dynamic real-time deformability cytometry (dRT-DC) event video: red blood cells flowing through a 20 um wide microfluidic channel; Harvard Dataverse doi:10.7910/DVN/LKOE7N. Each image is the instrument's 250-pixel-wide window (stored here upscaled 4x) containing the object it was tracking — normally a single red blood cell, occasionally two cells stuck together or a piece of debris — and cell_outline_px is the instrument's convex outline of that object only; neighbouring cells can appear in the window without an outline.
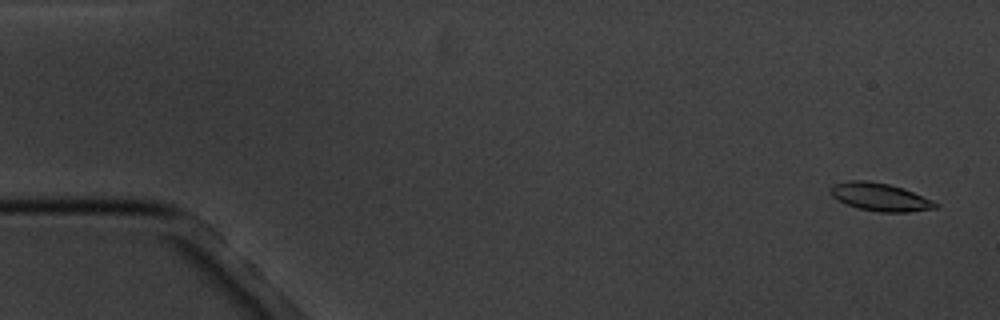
{"species": "common noctule bat (a hibernating species)", "species_latin": "Nyctalus noctula", "temperature_condition": "cold", "stored_images_in_passage": 5, "camera_frame_rate_fps": 3000, "um_per_image_px": 0.085, "animal": {"sex": "male", "body_mass_g": 20.1, "forearm_length_mm": 53.5}, "frame": {"image": 1, "passage_image": 1, "time_ms": 0.0, "image_size_px": [1000, 320], "cell_outline_px": [[940, 208], [908, 212], [880, 212], [860, 208], [848, 204], [832, 196], [828, 192], [828, 188], [832, 184], [848, 180], [868, 180], [888, 184], [904, 188], [932, 200], [940, 204]], "centroid_in_image_um": [74.82, 16.73], "position_along_channel_um": 10.2, "area_um2": 17.22}}
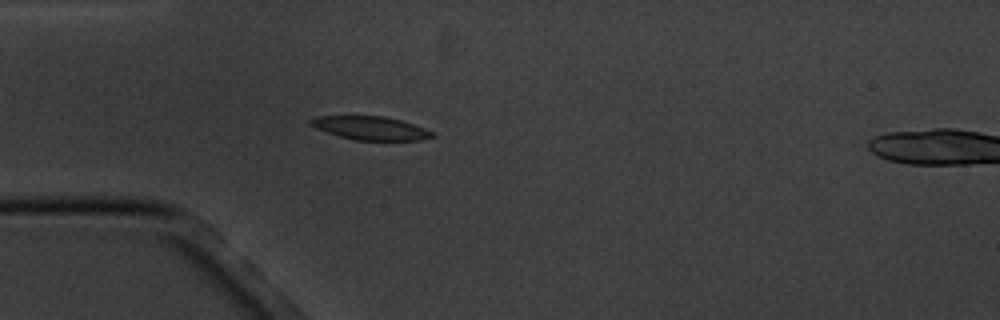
{"frame": {"image": 2, "passage_image": 5, "time_ms": 4.667, "image_size_px": [1000, 320], "cell_outline_px": [[436, 136], [420, 140], [356, 140], [340, 136], [316, 128], [308, 124], [308, 120], [316, 116], [384, 116], [400, 120], [436, 132]], "centroid_in_image_um": [31.51, 10.88], "position_along_channel_um": 53.5, "area_um2": 16.59}}